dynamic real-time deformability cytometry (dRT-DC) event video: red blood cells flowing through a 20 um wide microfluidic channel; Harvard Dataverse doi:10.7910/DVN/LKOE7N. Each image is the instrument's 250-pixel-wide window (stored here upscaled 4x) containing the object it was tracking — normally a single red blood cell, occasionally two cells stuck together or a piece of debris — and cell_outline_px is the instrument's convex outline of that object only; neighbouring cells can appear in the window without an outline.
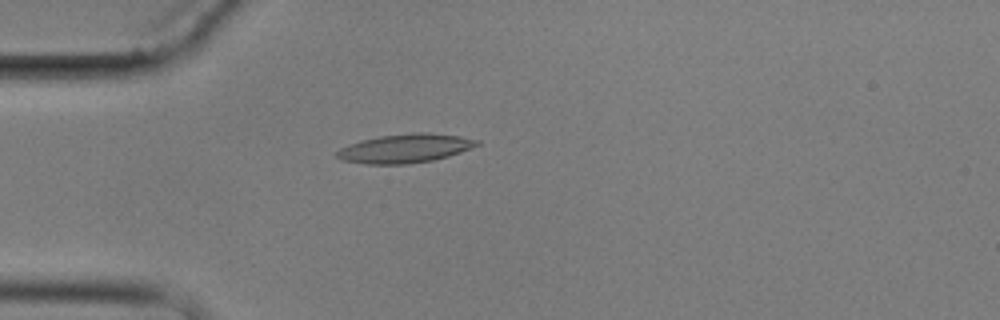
{"species": "common noctule bat (a hibernating species)", "species_latin": "Nyctalus noctula", "temperature_condition": "cold", "stored_images_in_passage": 6, "camera_frame_rate_fps": 3000, "um_per_image_px": 0.085, "animal": {"sex": "male", "body_mass_g": 17.9}, "frame": {"image": 1, "passage_image": 5, "time_ms": 4.667, "image_size_px": [1000, 320], "cell_outline_px": [[480, 144], [460, 152], [448, 156], [432, 160], [404, 164], [368, 164], [340, 160], [336, 156], [336, 152], [340, 148], [348, 144], [360, 140], [380, 136], [420, 132], [428, 132], [460, 136], [480, 140]], "centroid_in_image_um": [34.41, 12.61], "position_along_channel_um": 50.6, "area_um2": 23.47}}